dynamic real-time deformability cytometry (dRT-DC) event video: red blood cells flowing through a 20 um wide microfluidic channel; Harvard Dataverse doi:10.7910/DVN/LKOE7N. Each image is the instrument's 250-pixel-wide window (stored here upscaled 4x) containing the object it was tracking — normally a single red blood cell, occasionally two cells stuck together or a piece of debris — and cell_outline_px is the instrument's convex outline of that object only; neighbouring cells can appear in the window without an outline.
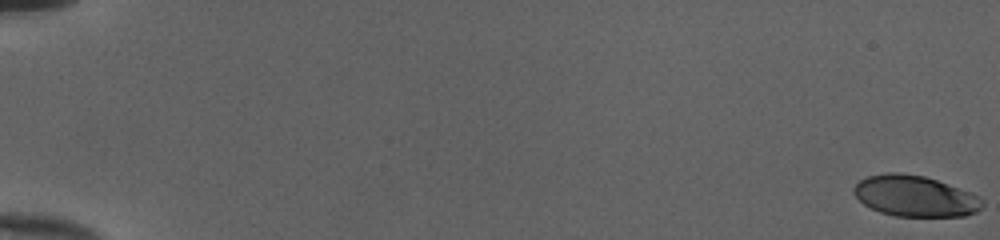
{"species": "human", "species_latin": "Homo sapiens", "temperature_condition": "cold", "stored_images_in_passage": 54, "camera_frame_rate_fps": 3000, "um_per_image_px": 0.085, "donor": {"sex": "female"}, "frame": {"image": 1, "passage_image": 1, "time_ms": 0.0, "image_size_px": [1000, 240], "cell_outline_px": [[984, 204], [976, 212], [964, 216], [896, 216], [880, 212], [864, 204], [852, 192], [852, 188], [860, 180], [868, 176], [888, 172], [900, 172], [924, 176], [936, 180], [968, 192], [984, 200]], "centroid_in_image_um": [77.74, 16.66], "position_along_channel_um": 7.3, "area_um2": 30.4}}
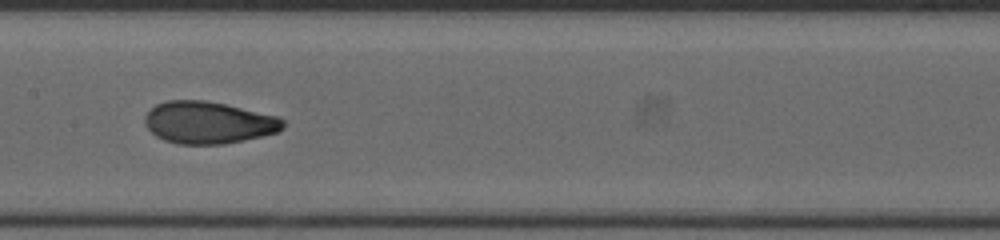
{"frame": {"image": 2, "passage_image": 30, "time_ms": 9.667, "image_size_px": [1000, 240], "cell_outline_px": [[284, 128], [276, 132], [244, 140], [224, 144], [176, 144], [164, 140], [156, 136], [144, 124], [144, 116], [156, 104], [168, 100], [204, 100], [224, 104], [276, 116], [284, 120]], "centroid_in_image_um": [17.68, 10.42], "position_along_channel_um": 189.7, "area_um2": 33.7}}
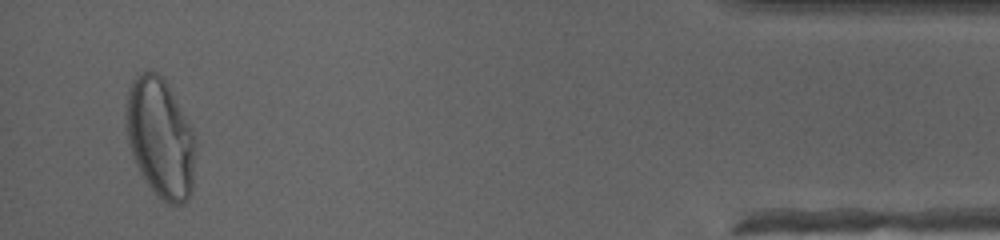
{"frame": {"image": 3, "passage_image": 52, "time_ms": 17.0, "image_size_px": [1000, 240], "cell_outline_px": [[196, 144], [192, 192], [188, 200], [184, 204], [168, 204], [148, 184], [140, 172], [128, 144], [124, 116], [128, 88], [132, 80], [140, 72], [156, 72], [164, 80], [192, 128]], "centroid_in_image_um": [13.62, 11.73], "position_along_channel_um": 421.6, "area_um2": 48.26}, "authors_computed_cell_mechanics": {"area_um2": 33.3795, "velocity_mm_per_s": 4.0165, "shape_relaxation_time_tau1_ms": 5.3316, "shape_relaxation_time_tau2_ms": 1.024, "deformation_change_tau1": 0.2175, "deformation_change_tau2": 0.0533}}